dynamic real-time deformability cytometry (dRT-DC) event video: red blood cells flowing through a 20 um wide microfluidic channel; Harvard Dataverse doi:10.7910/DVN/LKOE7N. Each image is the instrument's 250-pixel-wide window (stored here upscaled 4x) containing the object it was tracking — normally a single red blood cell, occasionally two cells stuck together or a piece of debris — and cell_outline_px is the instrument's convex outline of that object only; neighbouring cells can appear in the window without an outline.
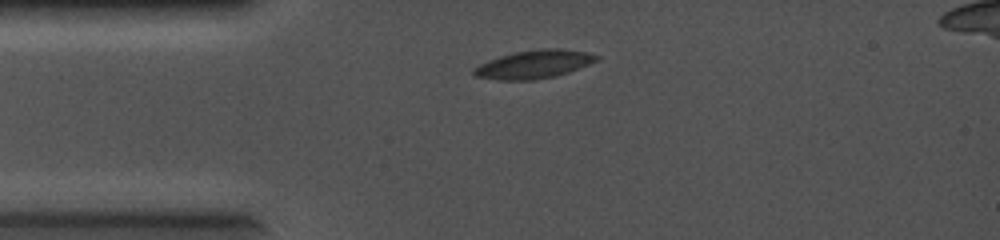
{"species": "common noctule bat (a hibernating species)", "species_latin": "Nyctalus noctula", "temperature_condition": "cold", "stored_images_in_passage": 4, "camera_frame_rate_fps": 5000, "um_per_image_px": 0.085, "animal": {"sex": "female", "body_mass_g": 19.0, "forearm_length_mm": 56.7}, "frame": {"image": 1, "passage_image": 4, "time_ms": 0.6, "image_size_px": [1000, 240], "cell_outline_px": [[600, 60], [568, 72], [556, 76], [532, 80], [496, 80], [472, 76], [472, 68], [488, 60], [500, 56], [516, 52], [544, 48], [560, 48], [584, 52], [600, 56]], "centroid_in_image_um": [45.36, 5.47], "position_along_channel_um": 39.6, "area_um2": 20.29}}